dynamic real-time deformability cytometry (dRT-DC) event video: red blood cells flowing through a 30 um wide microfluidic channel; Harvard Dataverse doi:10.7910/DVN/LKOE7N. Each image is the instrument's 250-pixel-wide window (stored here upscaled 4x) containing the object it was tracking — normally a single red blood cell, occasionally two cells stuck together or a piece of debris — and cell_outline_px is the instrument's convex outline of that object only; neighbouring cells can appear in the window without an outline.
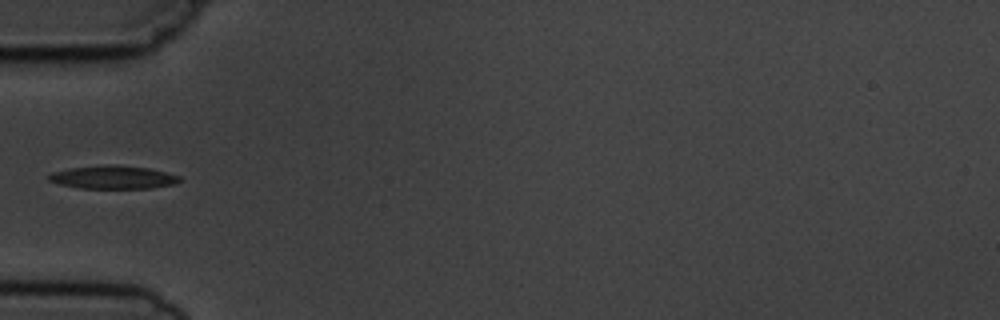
{"species": "common noctule bat (a hibernating species)", "species_latin": "Nyctalus noctula", "temperature_condition": "cold", "stored_images_in_passage": 7, "camera_frame_rate_fps": 3000, "um_per_image_px": 0.085, "animal": {"sex": "male", "body_mass_g": 19.5, "forearm_length_mm": 54.6}, "frame": {"image": 1, "passage_image": 6, "time_ms": 5.667, "image_size_px": [1000, 320], "cell_outline_px": [[184, 180], [176, 184], [152, 188], [80, 188], [60, 184], [48, 180], [48, 176], [52, 172], [72, 168], [116, 164], [148, 168], [180, 176]], "centroid_in_image_um": [9.67, 15.07], "position_along_channel_um": 75.3, "area_um2": 17.57}}
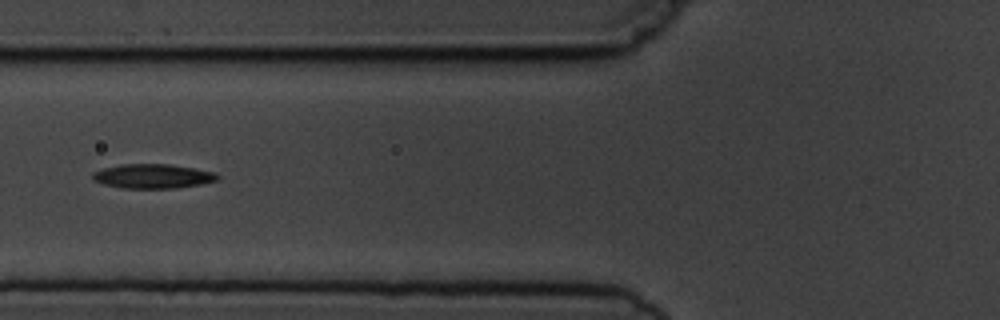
{"frame": {"image": 2, "passage_image": 7, "time_ms": 6.667, "image_size_px": [1000, 320], "cell_outline_px": [[220, 176], [216, 180], [200, 184], [176, 188], [120, 188], [104, 184], [92, 180], [92, 172], [104, 168], [120, 164], [168, 164], [196, 168], [216, 172]], "centroid_in_image_um": [12.98, 14.97], "position_along_channel_um": 112.8, "area_um2": 17.8}}